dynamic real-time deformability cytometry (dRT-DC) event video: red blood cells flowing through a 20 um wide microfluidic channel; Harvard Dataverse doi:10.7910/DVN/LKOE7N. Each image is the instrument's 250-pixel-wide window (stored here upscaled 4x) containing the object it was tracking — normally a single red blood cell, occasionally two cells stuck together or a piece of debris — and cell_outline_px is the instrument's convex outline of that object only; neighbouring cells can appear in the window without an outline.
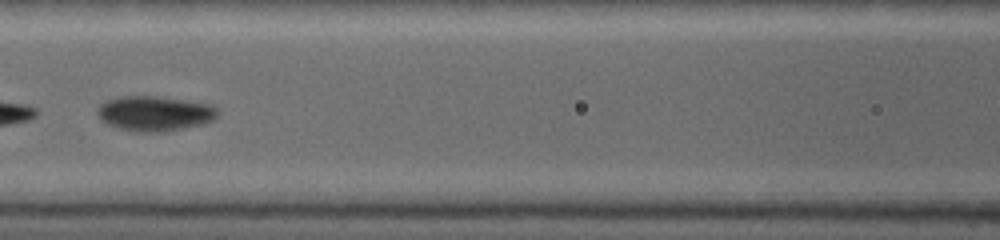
{"species": "common noctule bat (a hibernating species)", "species_latin": "Nyctalus noctula", "temperature_condition": "warm", "stored_images_in_passage": 17, "camera_frame_rate_fps": 5000, "um_per_image_px": 0.085, "animal": {"sex": "female", "body_mass_g": 19.0, "forearm_length_mm": 53.3}, "frame": {"image": 1, "passage_image": 8, "time_ms": 2.0, "image_size_px": [1000, 240], "cell_outline_px": [[216, 116], [212, 120], [200, 124], [160, 132], [136, 132], [120, 128], [108, 124], [100, 120], [96, 112], [96, 108], [104, 100], [120, 96], [156, 96], [184, 100], [208, 104], [216, 108]], "centroid_in_image_um": [13.04, 9.63], "position_along_channel_um": 153.6, "area_um2": 24.28}}